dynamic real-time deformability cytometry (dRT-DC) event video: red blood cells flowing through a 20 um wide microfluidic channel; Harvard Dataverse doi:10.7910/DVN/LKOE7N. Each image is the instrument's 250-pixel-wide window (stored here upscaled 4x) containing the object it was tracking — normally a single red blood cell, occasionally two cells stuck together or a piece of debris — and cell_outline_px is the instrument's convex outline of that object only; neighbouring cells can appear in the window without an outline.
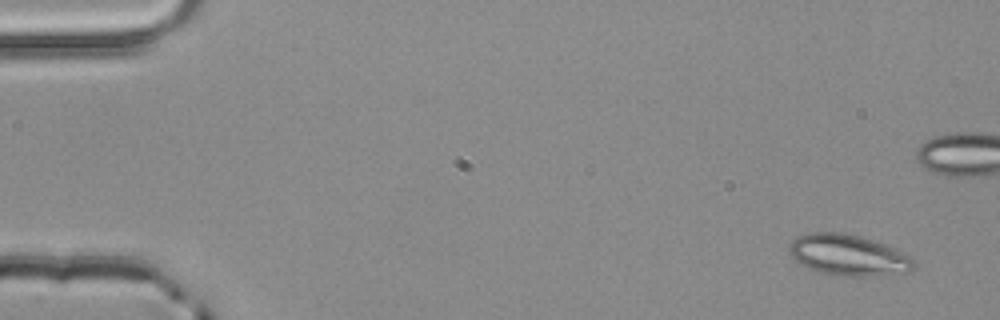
{"species": "common noctule bat (a hibernating species)", "species_latin": "Nyctalus noctula", "temperature_condition": "room temperature", "stored_images_in_passage": 5, "camera_frame_rate_fps": 3000, "um_per_image_px": 0.085, "animal": {"sex": "male", "body_mass_g": 20.4}, "frame": {"image": 1, "passage_image": 1, "time_ms": 0.0, "image_size_px": [1000, 320], "cell_outline_px": [[916, 268], [912, 272], [872, 276], [840, 276], [820, 272], [808, 268], [800, 264], [788, 252], [788, 248], [792, 240], [796, 236], [808, 232], [840, 232], [860, 236], [896, 248], [912, 256], [916, 260]], "centroid_in_image_um": [72.15, 21.69], "position_along_channel_um": 12.8, "area_um2": 30.35}}
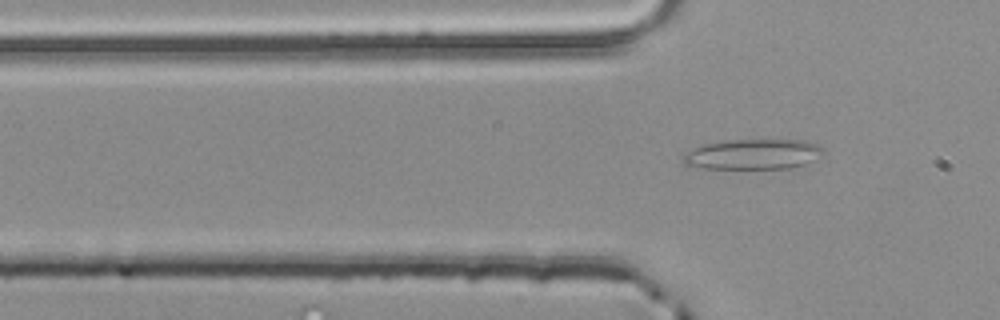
{"frame": {"image": 2, "passage_image": 5, "time_ms": 1.333, "image_size_px": [1000, 320], "cell_outline_px": [[824, 152], [812, 160], [804, 164], [788, 168], [704, 168], [684, 164], [684, 152], [692, 148], [704, 144], [732, 140], [804, 140], [816, 144]], "centroid_in_image_um": [63.97, 13.1], "position_along_channel_um": 61.8, "area_um2": 24.28}}